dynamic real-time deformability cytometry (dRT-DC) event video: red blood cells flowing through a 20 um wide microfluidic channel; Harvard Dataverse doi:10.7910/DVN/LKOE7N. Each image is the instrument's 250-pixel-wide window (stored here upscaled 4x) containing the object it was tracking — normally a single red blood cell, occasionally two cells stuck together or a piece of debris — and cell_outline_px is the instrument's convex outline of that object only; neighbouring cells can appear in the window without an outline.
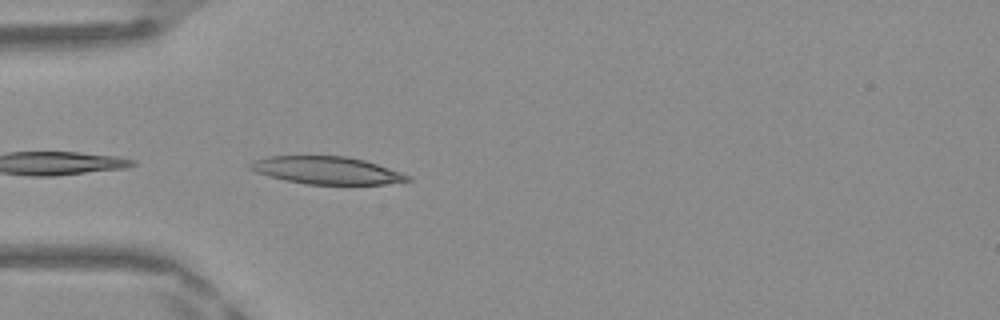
{"species": "Egyptian fruit bat (a non-hibernating species)", "species_latin": "Rousettus aegyptiacus", "temperature_condition": "warm", "stored_images_in_passage": 34, "camera_frame_rate_fps": 3000, "um_per_image_px": 0.085, "frame": {"image": 1, "passage_image": 1, "time_ms": 0.0, "image_size_px": [1000, 320], "cell_outline_px": [[412, 180], [384, 184], [308, 184], [284, 180], [268, 176], [256, 172], [248, 168], [248, 164], [256, 160], [268, 156], [348, 156], [364, 160], [412, 176]], "centroid_in_image_um": [27.76, 14.48], "position_along_channel_um": 57.2, "area_um2": 25.14}, "authors_computed_cell_mechanics": {"area_um2": 18.8717, "velocity_mm_per_s": 4.176, "shape_relaxation_time_tau1_ms": 8.7828, "shape_relaxation_time_tau2_ms": 6.4664, "deformation_change_tau1": 0.2041, "deformation_change_tau2": 0.0855}}